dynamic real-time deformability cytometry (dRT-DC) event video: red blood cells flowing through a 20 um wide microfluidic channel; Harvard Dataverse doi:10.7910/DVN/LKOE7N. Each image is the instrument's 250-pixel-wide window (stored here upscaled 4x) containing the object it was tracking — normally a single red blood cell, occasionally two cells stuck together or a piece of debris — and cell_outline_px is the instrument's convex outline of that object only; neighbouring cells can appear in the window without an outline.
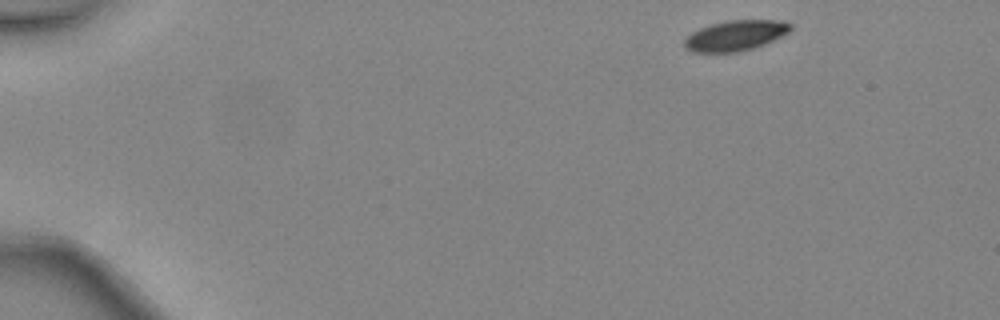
{"species": "common noctule bat (a hibernating species)", "species_latin": "Nyctalus noctula", "temperature_condition": "warm", "stored_images_in_passage": 6, "camera_frame_rate_fps": 3000, "um_per_image_px": 0.085, "animal": {"sex": "female", "body_mass_g": 24.6, "forearm_length_mm": 56.2}, "frame": {"image": 1, "passage_image": 1, "time_ms": 0.0, "image_size_px": [1000, 320], "cell_outline_px": [[792, 28], [788, 32], [764, 44], [740, 52], [692, 52], [684, 48], [684, 40], [692, 32], [700, 28], [712, 24], [728, 20], [776, 20], [792, 24]], "centroid_in_image_um": [62.48, 3.02], "position_along_channel_um": 22.5, "area_um2": 18.61}}